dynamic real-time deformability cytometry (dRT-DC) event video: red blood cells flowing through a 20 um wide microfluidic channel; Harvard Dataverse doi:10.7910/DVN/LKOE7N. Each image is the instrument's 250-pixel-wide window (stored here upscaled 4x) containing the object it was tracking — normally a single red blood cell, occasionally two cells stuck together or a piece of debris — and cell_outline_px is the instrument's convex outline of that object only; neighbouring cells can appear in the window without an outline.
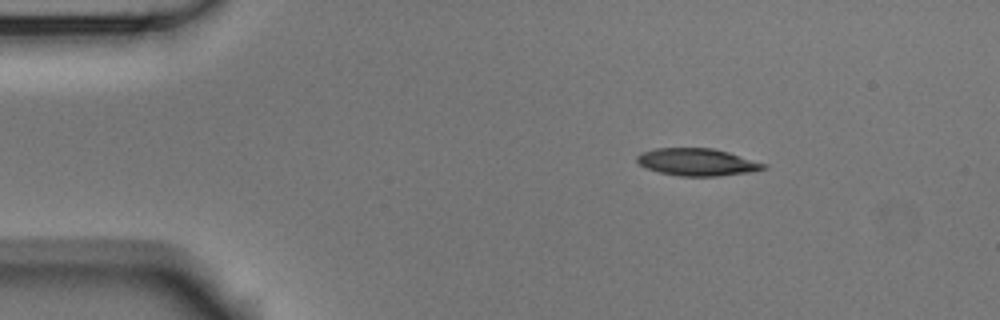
{"species": "Egyptian fruit bat (a non-hibernating species)", "species_latin": "Rousettus aegyptiacus", "temperature_condition": "room temperature", "stored_images_in_passage": 4, "camera_frame_rate_fps": 3000, "um_per_image_px": 0.085, "animal": {"sex": "male"}, "frame": {"image": 1, "passage_image": 2, "time_ms": 0.333, "image_size_px": [1000, 320], "cell_outline_px": [[768, 168], [752, 172], [720, 176], [680, 176], [660, 172], [648, 168], [640, 164], [636, 160], [636, 156], [640, 152], [656, 148], [712, 148], [728, 152], [768, 164]], "centroid_in_image_um": [59.3, 13.78], "position_along_channel_um": 25.7, "area_um2": 20.23}}